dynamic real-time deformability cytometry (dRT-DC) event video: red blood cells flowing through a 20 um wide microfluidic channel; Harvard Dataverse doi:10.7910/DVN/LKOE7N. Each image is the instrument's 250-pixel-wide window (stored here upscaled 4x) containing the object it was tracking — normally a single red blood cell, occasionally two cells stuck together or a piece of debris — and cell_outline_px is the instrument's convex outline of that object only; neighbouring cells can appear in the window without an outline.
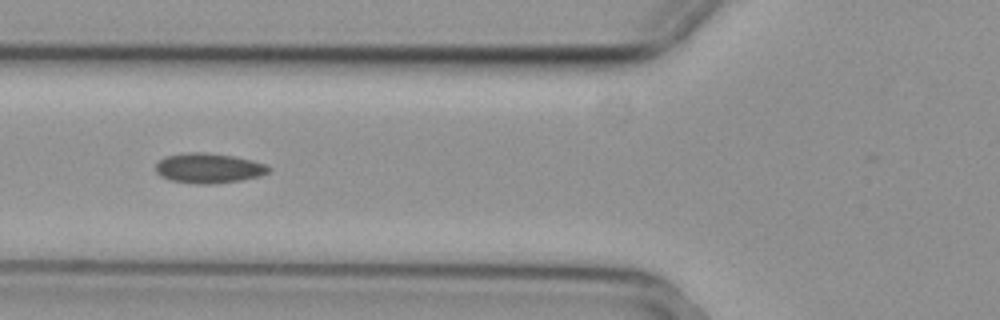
{"species": "common noctule bat (a hibernating species)", "species_latin": "Nyctalus noctula", "temperature_condition": "cold", "stored_images_in_passage": 23, "camera_frame_rate_fps": 3000, "um_per_image_px": 0.085, "animal": {"sex": "female", "body_mass_g": 29.2, "forearm_length_mm": 56.3}, "frame": {"image": 1, "passage_image": 2, "time_ms": 0.333, "image_size_px": [1000, 320], "cell_outline_px": [[272, 168], [268, 172], [260, 176], [240, 180], [216, 184], [196, 184], [168, 180], [160, 176], [156, 172], [156, 164], [164, 156], [188, 152], [204, 152], [236, 156], [252, 160], [264, 164]], "centroid_in_image_um": [17.72, 14.29], "position_along_channel_um": 108.1, "area_um2": 19.94}}